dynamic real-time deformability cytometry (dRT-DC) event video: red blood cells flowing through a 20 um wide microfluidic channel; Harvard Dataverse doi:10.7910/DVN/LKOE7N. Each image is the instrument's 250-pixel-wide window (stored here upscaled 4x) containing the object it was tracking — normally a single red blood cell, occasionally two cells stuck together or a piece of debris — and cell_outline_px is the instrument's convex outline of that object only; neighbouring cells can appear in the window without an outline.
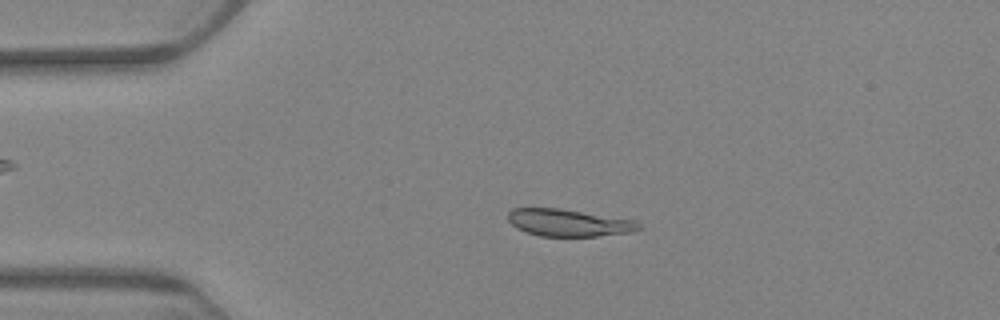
{"species": "Egyptian fruit bat (a non-hibernating species)", "species_latin": "Rousettus aegyptiacus", "temperature_condition": "warm", "stored_images_in_passage": 5, "camera_frame_rate_fps": 3000, "um_per_image_px": 0.085, "animal": {"sex": "female"}, "frame": {"image": 1, "passage_image": 3, "time_ms": 2.333, "image_size_px": [1000, 320], "cell_outline_px": [[640, 228], [632, 232], [596, 236], [540, 236], [516, 228], [508, 220], [508, 212], [512, 208], [560, 208], [636, 220], [640, 224]], "centroid_in_image_um": [48.34, 18.92], "position_along_channel_um": 36.7, "area_um2": 20.69}}
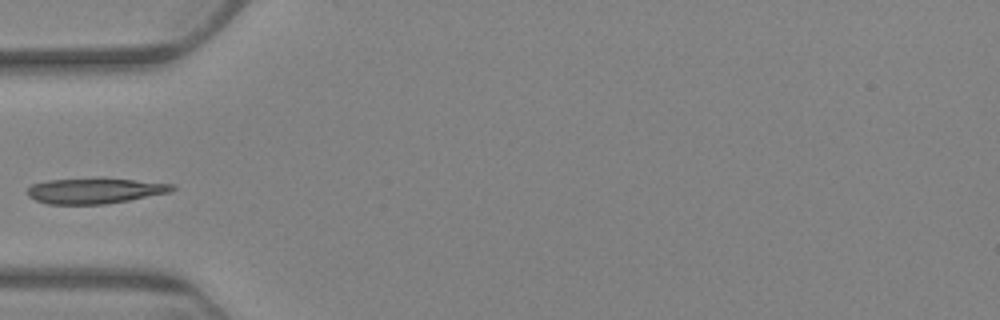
{"frame": {"image": 2, "passage_image": 5, "time_ms": 4.667, "image_size_px": [1000, 320], "cell_outline_px": [[176, 188], [172, 192], [128, 200], [104, 204], [48, 204], [36, 200], [28, 196], [28, 188], [32, 184], [48, 180], [132, 180], [176, 184]], "centroid_in_image_um": [8.09, 16.24], "position_along_channel_um": 76.9, "area_um2": 20.81}}